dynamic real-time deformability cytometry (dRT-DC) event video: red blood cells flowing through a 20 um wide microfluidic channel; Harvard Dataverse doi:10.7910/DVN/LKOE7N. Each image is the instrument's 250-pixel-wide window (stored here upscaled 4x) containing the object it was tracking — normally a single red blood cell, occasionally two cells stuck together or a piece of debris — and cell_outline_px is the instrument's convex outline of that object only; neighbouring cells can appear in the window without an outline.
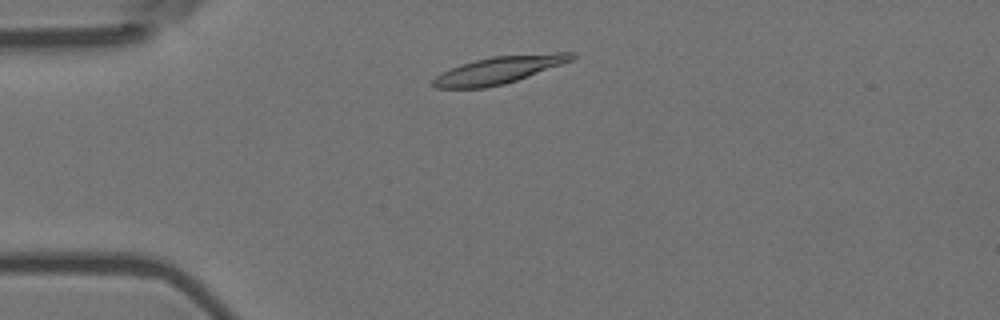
{"species": "Egyptian fruit bat (a non-hibernating species)", "species_latin": "Rousettus aegyptiacus", "temperature_condition": "room temperature", "stored_images_in_passage": 3, "camera_frame_rate_fps": 3000, "um_per_image_px": 0.085, "animal": {"sex": "female"}, "frame": {"image": 1, "passage_image": 2, "time_ms": 0.333, "image_size_px": [1000, 320], "cell_outline_px": [[576, 56], [572, 60], [516, 80], [504, 84], [484, 88], [432, 88], [432, 80], [440, 72], [476, 60], [492, 56], [552, 52], [576, 52]], "centroid_in_image_um": [42.4, 5.94], "position_along_channel_um": 42.6, "area_um2": 21.91}}